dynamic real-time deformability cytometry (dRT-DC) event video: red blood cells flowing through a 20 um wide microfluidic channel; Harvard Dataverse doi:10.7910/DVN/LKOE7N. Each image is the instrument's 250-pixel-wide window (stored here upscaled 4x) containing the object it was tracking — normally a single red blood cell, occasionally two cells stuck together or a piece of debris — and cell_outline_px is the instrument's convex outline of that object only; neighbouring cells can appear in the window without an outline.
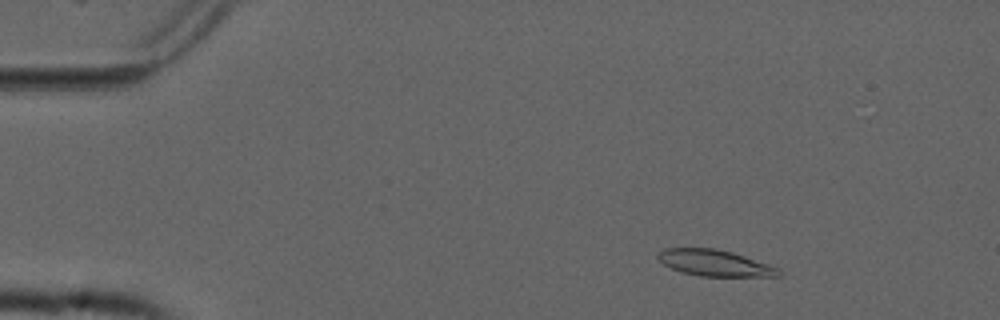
{"species": "common noctule bat (a hibernating species)", "species_latin": "Nyctalus noctula", "temperature_condition": "cold", "stored_images_in_passage": 52, "camera_frame_rate_fps": 3000, "um_per_image_px": 0.085, "animal": {"sex": "male", "forearm_length_mm": 52.5}, "frame": {"image": 1, "passage_image": 6, "time_ms": 1.667, "image_size_px": [1000, 320], "cell_outline_px": [[780, 276], [700, 276], [680, 272], [664, 264], [656, 256], [656, 252], [664, 248], [712, 248], [732, 252], [780, 268]], "centroid_in_image_um": [60.71, 22.35], "position_along_channel_um": 24.3, "area_um2": 18.38}}
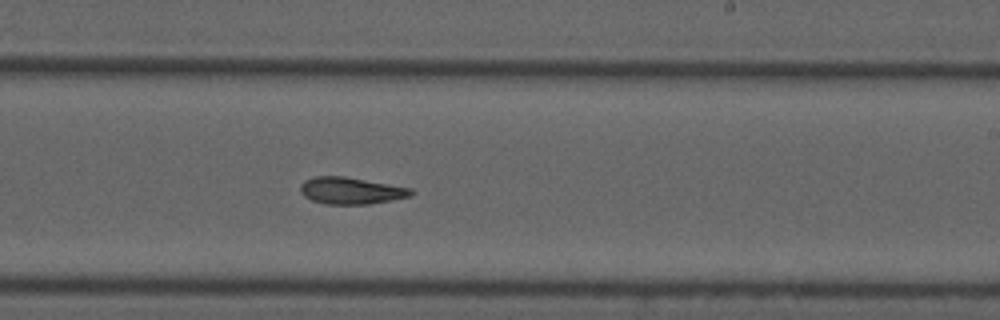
{"frame": {"image": 2, "passage_image": 31, "time_ms": 10.0, "image_size_px": [1000, 320], "cell_outline_px": [[416, 192], [412, 196], [392, 200], [368, 204], [324, 204], [312, 200], [304, 196], [300, 192], [300, 184], [304, 180], [316, 176], [344, 176], [412, 188]], "centroid_in_image_um": [29.85, 16.21], "position_along_channel_um": 259.2, "area_um2": 17.46}}
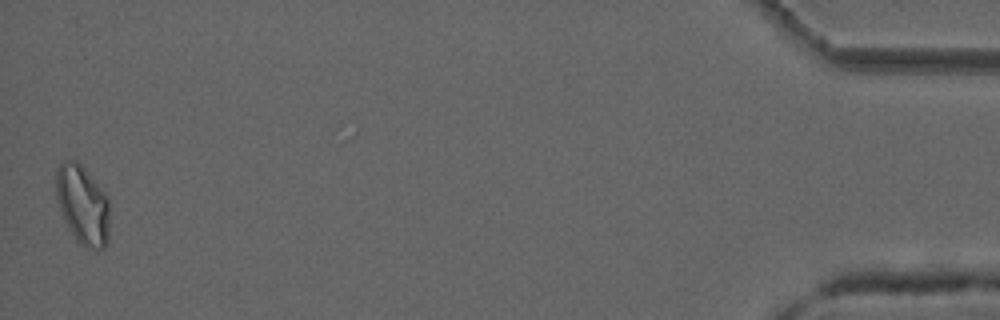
{"frame": {"image": 3, "passage_image": 52, "time_ms": 17.0, "image_size_px": [1000, 320], "cell_outline_px": [[108, 244], [104, 248], [96, 252], [84, 248], [76, 240], [68, 228], [64, 220], [56, 196], [56, 168], [64, 160], [76, 160], [84, 168], [108, 196]], "centroid_in_image_um": [7.03, 17.46], "position_along_channel_um": 428.2, "area_um2": 24.97}, "authors_computed_cell_mechanics": {"area_um2": 18.1492, "velocity_mm_per_s": 3.7381, "shape_relaxation_time_tau1_ms": null, "shape_relaxation_time_tau2_ms": 7.9645, "deformation_change_tau1": null, "deformation_change_tau2": 0.1647}}